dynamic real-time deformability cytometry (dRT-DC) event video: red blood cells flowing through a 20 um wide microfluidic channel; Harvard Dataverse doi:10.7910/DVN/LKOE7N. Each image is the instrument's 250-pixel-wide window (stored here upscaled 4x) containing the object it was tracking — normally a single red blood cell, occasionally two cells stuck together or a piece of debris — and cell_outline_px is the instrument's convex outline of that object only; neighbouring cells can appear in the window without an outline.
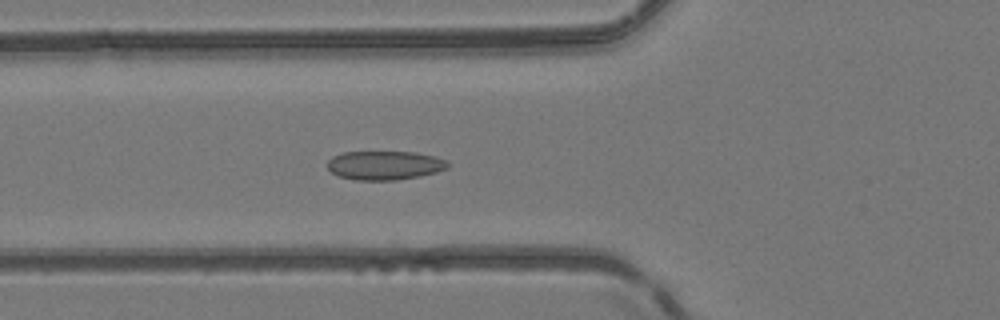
{"species": "common noctule bat (a hibernating species)", "species_latin": "Nyctalus noctula", "temperature_condition": "room temperature", "stored_images_in_passage": 52, "camera_frame_rate_fps": 3000, "um_per_image_px": 0.085, "animal": {"sex": "female", "body_mass_g": 24.6, "forearm_length_mm": 56.2}, "frame": {"image": 1, "passage_image": 20, "time_ms": 6.333, "image_size_px": [1000, 320], "cell_outline_px": [[448, 168], [436, 172], [420, 176], [396, 180], [356, 180], [340, 176], [332, 172], [328, 168], [328, 160], [332, 156], [344, 152], [416, 152], [436, 156], [448, 160]], "centroid_in_image_um": [32.73, 14.04], "position_along_channel_um": 93.1, "area_um2": 20.35}}
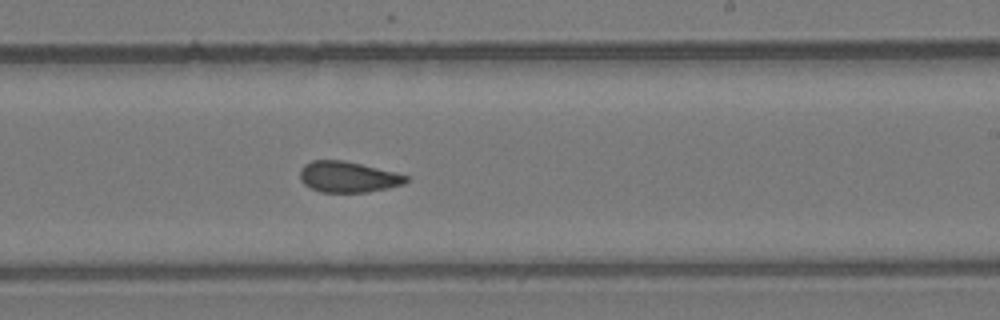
{"frame": {"image": 2, "passage_image": 32, "time_ms": 10.333, "image_size_px": [1000, 320], "cell_outline_px": [[408, 180], [404, 184], [388, 188], [368, 192], [320, 192], [304, 184], [300, 180], [300, 168], [304, 164], [312, 160], [344, 160], [396, 172], [408, 176]], "centroid_in_image_um": [29.57, 15.03], "position_along_channel_um": 259.4, "area_um2": 19.19}}
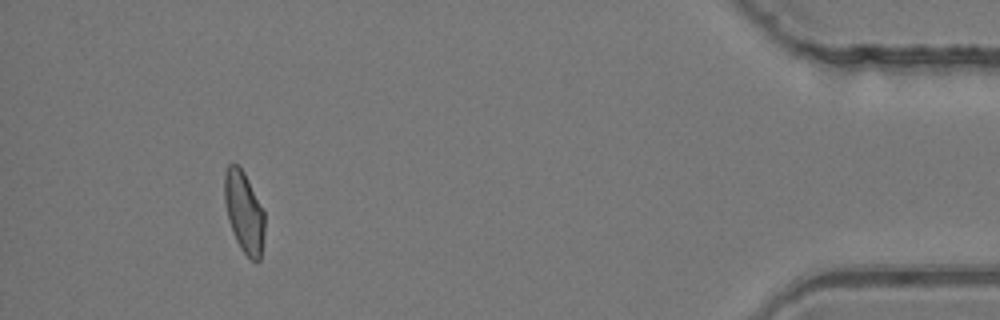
{"frame": {"image": 3, "passage_image": 48, "time_ms": 15.667, "image_size_px": [1000, 320], "cell_outline_px": [[264, 232], [260, 260], [252, 260], [240, 248], [232, 232], [228, 220], [224, 200], [224, 172], [228, 164], [236, 164], [244, 172], [264, 212]], "centroid_in_image_um": [20.72, 18.01], "position_along_channel_um": 414.5, "area_um2": 18.84}, "authors_computed_cell_mechanics": {"area_um2": 19.8543, "velocity_mm_per_s": 4.1439, "shape_relaxation_time_tau1_ms": null, "shape_relaxation_time_tau2_ms": 1.5462, "deformation_change_tau1": null, "deformation_change_tau2": 0.0772}}